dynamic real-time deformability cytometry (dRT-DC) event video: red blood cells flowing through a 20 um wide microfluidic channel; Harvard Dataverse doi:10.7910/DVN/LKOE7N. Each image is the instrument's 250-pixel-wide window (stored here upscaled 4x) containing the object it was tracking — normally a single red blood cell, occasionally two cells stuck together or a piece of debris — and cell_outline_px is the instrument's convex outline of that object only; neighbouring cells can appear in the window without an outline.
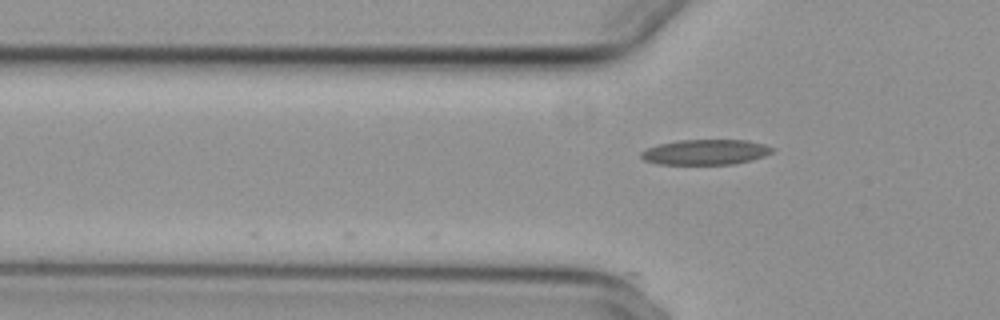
{"species": "common noctule bat (a hibernating species)", "species_latin": "Nyctalus noctula", "temperature_condition": "cold", "stored_images_in_passage": 2, "camera_frame_rate_fps": 3000, "um_per_image_px": 0.085, "animal": {"sex": "female", "body_mass_g": 29.2, "forearm_length_mm": 56.3}, "frame": {"image": 1, "passage_image": 2, "time_ms": 0.333, "image_size_px": [1000, 320], "cell_outline_px": [[772, 152], [764, 156], [752, 160], [732, 164], [656, 164], [644, 160], [640, 156], [640, 152], [648, 148], [660, 144], [680, 140], [748, 140], [764, 144], [772, 148]], "centroid_in_image_um": [59.95, 12.93], "position_along_channel_um": 65.8, "area_um2": 19.19}}